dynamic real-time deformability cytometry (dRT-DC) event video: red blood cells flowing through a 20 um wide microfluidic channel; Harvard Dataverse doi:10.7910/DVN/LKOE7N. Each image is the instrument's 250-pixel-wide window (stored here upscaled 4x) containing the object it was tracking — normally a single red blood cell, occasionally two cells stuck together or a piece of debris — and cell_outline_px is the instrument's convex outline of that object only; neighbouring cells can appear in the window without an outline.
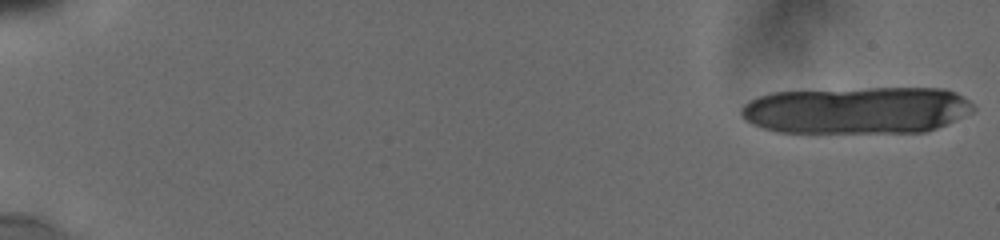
{"species": "human", "species_latin": "Homo sapiens", "temperature_condition": "cold", "stored_images_in_passage": 18, "camera_frame_rate_fps": 3000, "um_per_image_px": 0.085, "donor": {"sex": "male"}, "frame": {"image": 1, "passage_image": 1, "time_ms": 0.0, "image_size_px": [1000, 240], "cell_outline_px": [[976, 108], [972, 112], [936, 128], [924, 132], [776, 132], [752, 124], [744, 120], [740, 112], [740, 108], [744, 104], [760, 96], [772, 92], [868, 88], [944, 88], [956, 92], [968, 100]], "centroid_in_image_um": [72.83, 9.36], "position_along_channel_um": 12.2, "area_um2": 63.75}}